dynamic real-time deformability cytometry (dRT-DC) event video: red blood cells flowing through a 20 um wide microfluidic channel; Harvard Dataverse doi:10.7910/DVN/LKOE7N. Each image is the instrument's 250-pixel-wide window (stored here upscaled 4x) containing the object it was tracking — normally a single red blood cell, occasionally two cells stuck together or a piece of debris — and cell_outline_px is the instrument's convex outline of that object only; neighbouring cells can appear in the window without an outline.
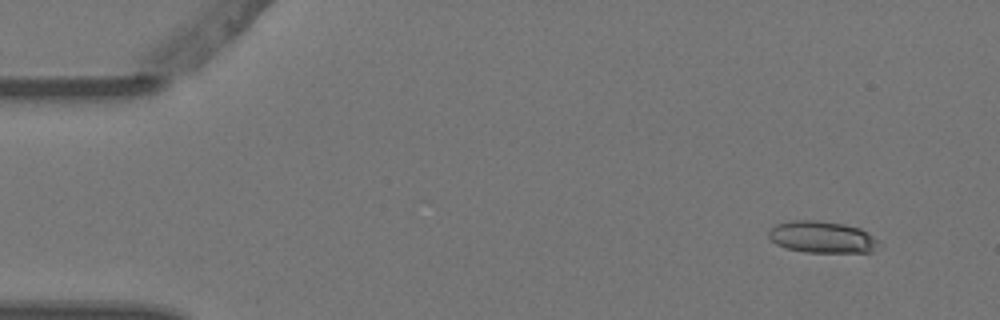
{"species": "Egyptian fruit bat (a non-hibernating species)", "species_latin": "Rousettus aegyptiacus", "temperature_condition": "warm", "stored_images_in_passage": 5, "camera_frame_rate_fps": 3000, "um_per_image_px": 0.085, "animal": {"sex": "female"}, "frame": {"image": 1, "passage_image": 2, "time_ms": 0.333, "image_size_px": [1000, 320], "cell_outline_px": [[876, 244], [872, 252], [804, 252], [788, 248], [776, 244], [768, 236], [768, 228], [776, 224], [796, 220], [816, 220], [844, 224], [860, 228], [868, 232], [876, 240]], "centroid_in_image_um": [69.82, 20.14], "position_along_channel_um": 15.2, "area_um2": 20.17}}
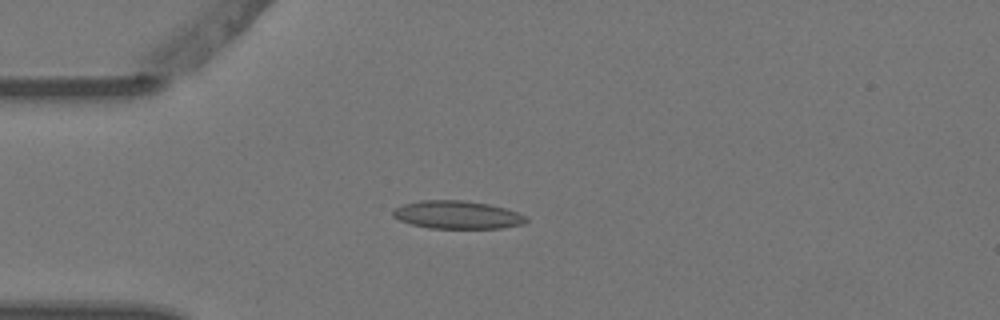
{"frame": {"image": 2, "passage_image": 5, "time_ms": 1.333, "image_size_px": [1000, 320], "cell_outline_px": [[528, 220], [524, 224], [500, 228], [428, 228], [412, 224], [400, 220], [392, 216], [392, 212], [396, 208], [404, 204], [420, 200], [460, 200], [488, 204], [504, 208], [528, 216]], "centroid_in_image_um": [38.88, 18.26], "position_along_channel_um": 46.1, "area_um2": 21.62}}